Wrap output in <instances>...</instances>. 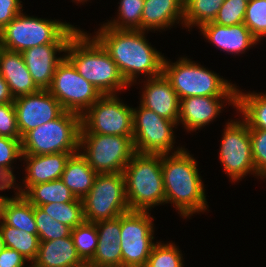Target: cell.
Listing matches in <instances>:
<instances>
[{"instance_id":"b9f144b4","label":"cell","mask_w":266,"mask_h":267,"mask_svg":"<svg viewBox=\"0 0 266 267\" xmlns=\"http://www.w3.org/2000/svg\"><path fill=\"white\" fill-rule=\"evenodd\" d=\"M29 261L16 250L5 247L0 252V267H25ZM26 264V265H25Z\"/></svg>"},{"instance_id":"d6a6232c","label":"cell","mask_w":266,"mask_h":267,"mask_svg":"<svg viewBox=\"0 0 266 267\" xmlns=\"http://www.w3.org/2000/svg\"><path fill=\"white\" fill-rule=\"evenodd\" d=\"M71 237L78 256L83 262H89L93 258L98 244L96 223L84 221L71 229Z\"/></svg>"},{"instance_id":"60d3db41","label":"cell","mask_w":266,"mask_h":267,"mask_svg":"<svg viewBox=\"0 0 266 267\" xmlns=\"http://www.w3.org/2000/svg\"><path fill=\"white\" fill-rule=\"evenodd\" d=\"M21 3L20 0H0V30L24 10Z\"/></svg>"},{"instance_id":"9a60e30c","label":"cell","mask_w":266,"mask_h":267,"mask_svg":"<svg viewBox=\"0 0 266 267\" xmlns=\"http://www.w3.org/2000/svg\"><path fill=\"white\" fill-rule=\"evenodd\" d=\"M13 103L21 138L28 131L58 118L65 111L48 89L16 97Z\"/></svg>"},{"instance_id":"ba28073f","label":"cell","mask_w":266,"mask_h":267,"mask_svg":"<svg viewBox=\"0 0 266 267\" xmlns=\"http://www.w3.org/2000/svg\"><path fill=\"white\" fill-rule=\"evenodd\" d=\"M79 152L98 174L123 173L136 153L133 137L80 134Z\"/></svg>"},{"instance_id":"d590c367","label":"cell","mask_w":266,"mask_h":267,"mask_svg":"<svg viewBox=\"0 0 266 267\" xmlns=\"http://www.w3.org/2000/svg\"><path fill=\"white\" fill-rule=\"evenodd\" d=\"M244 24L259 42L266 36V0H250L247 3Z\"/></svg>"},{"instance_id":"4316f807","label":"cell","mask_w":266,"mask_h":267,"mask_svg":"<svg viewBox=\"0 0 266 267\" xmlns=\"http://www.w3.org/2000/svg\"><path fill=\"white\" fill-rule=\"evenodd\" d=\"M237 89L236 111L249 128L266 130V94Z\"/></svg>"},{"instance_id":"44dd1931","label":"cell","mask_w":266,"mask_h":267,"mask_svg":"<svg viewBox=\"0 0 266 267\" xmlns=\"http://www.w3.org/2000/svg\"><path fill=\"white\" fill-rule=\"evenodd\" d=\"M98 244L93 258L89 261L101 267H122V254L119 245L121 215L96 223Z\"/></svg>"},{"instance_id":"8fae6325","label":"cell","mask_w":266,"mask_h":267,"mask_svg":"<svg viewBox=\"0 0 266 267\" xmlns=\"http://www.w3.org/2000/svg\"><path fill=\"white\" fill-rule=\"evenodd\" d=\"M117 96L102 95L81 115L80 134L133 137V108Z\"/></svg>"},{"instance_id":"ac0fdd59","label":"cell","mask_w":266,"mask_h":267,"mask_svg":"<svg viewBox=\"0 0 266 267\" xmlns=\"http://www.w3.org/2000/svg\"><path fill=\"white\" fill-rule=\"evenodd\" d=\"M75 153H54L43 155H22L26 175L23 179V186L16 183L17 194L22 195L30 186L39 183L50 182L60 179L69 157ZM24 187V188H22Z\"/></svg>"},{"instance_id":"6da1fadb","label":"cell","mask_w":266,"mask_h":267,"mask_svg":"<svg viewBox=\"0 0 266 267\" xmlns=\"http://www.w3.org/2000/svg\"><path fill=\"white\" fill-rule=\"evenodd\" d=\"M143 30L115 29L101 24L93 37L109 53L129 86L162 75L164 55L151 46Z\"/></svg>"},{"instance_id":"2e32d148","label":"cell","mask_w":266,"mask_h":267,"mask_svg":"<svg viewBox=\"0 0 266 267\" xmlns=\"http://www.w3.org/2000/svg\"><path fill=\"white\" fill-rule=\"evenodd\" d=\"M236 101L237 96H192L180 99L178 124L181 123L188 132L200 130L218 117L227 102L235 108Z\"/></svg>"},{"instance_id":"74e56055","label":"cell","mask_w":266,"mask_h":267,"mask_svg":"<svg viewBox=\"0 0 266 267\" xmlns=\"http://www.w3.org/2000/svg\"><path fill=\"white\" fill-rule=\"evenodd\" d=\"M252 156L257 174L266 178V130L249 128Z\"/></svg>"},{"instance_id":"52a82bcc","label":"cell","mask_w":266,"mask_h":267,"mask_svg":"<svg viewBox=\"0 0 266 267\" xmlns=\"http://www.w3.org/2000/svg\"><path fill=\"white\" fill-rule=\"evenodd\" d=\"M81 115L64 111L58 118L28 131L21 138L22 155L79 152Z\"/></svg>"},{"instance_id":"d4e9b609","label":"cell","mask_w":266,"mask_h":267,"mask_svg":"<svg viewBox=\"0 0 266 267\" xmlns=\"http://www.w3.org/2000/svg\"><path fill=\"white\" fill-rule=\"evenodd\" d=\"M3 196L0 202V219L9 226L30 234H37L34 206L23 196Z\"/></svg>"},{"instance_id":"7dc6e473","label":"cell","mask_w":266,"mask_h":267,"mask_svg":"<svg viewBox=\"0 0 266 267\" xmlns=\"http://www.w3.org/2000/svg\"><path fill=\"white\" fill-rule=\"evenodd\" d=\"M72 1H74L75 3L77 2V4L78 3H83L84 4V2L87 3L88 0H72Z\"/></svg>"},{"instance_id":"7a4b0ae2","label":"cell","mask_w":266,"mask_h":267,"mask_svg":"<svg viewBox=\"0 0 266 267\" xmlns=\"http://www.w3.org/2000/svg\"><path fill=\"white\" fill-rule=\"evenodd\" d=\"M197 163L185 148L161 155L165 204H174L183 219L209 208Z\"/></svg>"},{"instance_id":"d6986e66","label":"cell","mask_w":266,"mask_h":267,"mask_svg":"<svg viewBox=\"0 0 266 267\" xmlns=\"http://www.w3.org/2000/svg\"><path fill=\"white\" fill-rule=\"evenodd\" d=\"M199 30L208 42L228 54H242L259 41L244 24L224 26L213 22L203 24Z\"/></svg>"},{"instance_id":"ab89813d","label":"cell","mask_w":266,"mask_h":267,"mask_svg":"<svg viewBox=\"0 0 266 267\" xmlns=\"http://www.w3.org/2000/svg\"><path fill=\"white\" fill-rule=\"evenodd\" d=\"M0 136L21 139L13 102L0 104Z\"/></svg>"},{"instance_id":"7bdbcfd3","label":"cell","mask_w":266,"mask_h":267,"mask_svg":"<svg viewBox=\"0 0 266 267\" xmlns=\"http://www.w3.org/2000/svg\"><path fill=\"white\" fill-rule=\"evenodd\" d=\"M16 180L0 166V191L10 190L12 187L15 190Z\"/></svg>"},{"instance_id":"603a6c76","label":"cell","mask_w":266,"mask_h":267,"mask_svg":"<svg viewBox=\"0 0 266 267\" xmlns=\"http://www.w3.org/2000/svg\"><path fill=\"white\" fill-rule=\"evenodd\" d=\"M183 5L184 0H145L141 30H165L180 22L183 27Z\"/></svg>"},{"instance_id":"83f0119b","label":"cell","mask_w":266,"mask_h":267,"mask_svg":"<svg viewBox=\"0 0 266 267\" xmlns=\"http://www.w3.org/2000/svg\"><path fill=\"white\" fill-rule=\"evenodd\" d=\"M33 206L73 202L77 198L61 179L30 186L22 194Z\"/></svg>"},{"instance_id":"cb8c5ba5","label":"cell","mask_w":266,"mask_h":267,"mask_svg":"<svg viewBox=\"0 0 266 267\" xmlns=\"http://www.w3.org/2000/svg\"><path fill=\"white\" fill-rule=\"evenodd\" d=\"M83 261L78 256L71 235L51 241H40L34 267H77Z\"/></svg>"},{"instance_id":"c3c4849f","label":"cell","mask_w":266,"mask_h":267,"mask_svg":"<svg viewBox=\"0 0 266 267\" xmlns=\"http://www.w3.org/2000/svg\"><path fill=\"white\" fill-rule=\"evenodd\" d=\"M2 49H3V45L1 43V38H0V52H1Z\"/></svg>"},{"instance_id":"bcb514c9","label":"cell","mask_w":266,"mask_h":267,"mask_svg":"<svg viewBox=\"0 0 266 267\" xmlns=\"http://www.w3.org/2000/svg\"><path fill=\"white\" fill-rule=\"evenodd\" d=\"M5 248L4 240L2 238V235L0 233V252Z\"/></svg>"},{"instance_id":"3957f363","label":"cell","mask_w":266,"mask_h":267,"mask_svg":"<svg viewBox=\"0 0 266 267\" xmlns=\"http://www.w3.org/2000/svg\"><path fill=\"white\" fill-rule=\"evenodd\" d=\"M90 35L79 29L69 40L64 56L102 95H116L130 87L109 53Z\"/></svg>"},{"instance_id":"7c38bea8","label":"cell","mask_w":266,"mask_h":267,"mask_svg":"<svg viewBox=\"0 0 266 267\" xmlns=\"http://www.w3.org/2000/svg\"><path fill=\"white\" fill-rule=\"evenodd\" d=\"M150 215L149 211L139 210H129L121 214L119 245L122 267H144L147 264L153 246L156 244L154 243V218Z\"/></svg>"},{"instance_id":"e0dca14e","label":"cell","mask_w":266,"mask_h":267,"mask_svg":"<svg viewBox=\"0 0 266 267\" xmlns=\"http://www.w3.org/2000/svg\"><path fill=\"white\" fill-rule=\"evenodd\" d=\"M68 43H49L28 48L22 52L26 67L39 89H48L57 65L65 58L63 53Z\"/></svg>"},{"instance_id":"277c9868","label":"cell","mask_w":266,"mask_h":267,"mask_svg":"<svg viewBox=\"0 0 266 267\" xmlns=\"http://www.w3.org/2000/svg\"><path fill=\"white\" fill-rule=\"evenodd\" d=\"M123 173L130 210L150 211L165 204L161 154L136 152Z\"/></svg>"},{"instance_id":"8992f818","label":"cell","mask_w":266,"mask_h":267,"mask_svg":"<svg viewBox=\"0 0 266 267\" xmlns=\"http://www.w3.org/2000/svg\"><path fill=\"white\" fill-rule=\"evenodd\" d=\"M162 74L179 100L192 96H237L236 84L187 57H180L175 63L164 58Z\"/></svg>"},{"instance_id":"7402d4cb","label":"cell","mask_w":266,"mask_h":267,"mask_svg":"<svg viewBox=\"0 0 266 267\" xmlns=\"http://www.w3.org/2000/svg\"><path fill=\"white\" fill-rule=\"evenodd\" d=\"M0 74L7 82L14 98L39 90L33 82L23 55L20 52L10 51L4 48L1 50Z\"/></svg>"},{"instance_id":"836d02e7","label":"cell","mask_w":266,"mask_h":267,"mask_svg":"<svg viewBox=\"0 0 266 267\" xmlns=\"http://www.w3.org/2000/svg\"><path fill=\"white\" fill-rule=\"evenodd\" d=\"M182 251L172 243L162 241L153 246L148 262L144 267H184Z\"/></svg>"},{"instance_id":"e575fe53","label":"cell","mask_w":266,"mask_h":267,"mask_svg":"<svg viewBox=\"0 0 266 267\" xmlns=\"http://www.w3.org/2000/svg\"><path fill=\"white\" fill-rule=\"evenodd\" d=\"M34 217L40 241H51L71 235L70 227L56 221L38 206H34Z\"/></svg>"},{"instance_id":"ffe728a7","label":"cell","mask_w":266,"mask_h":267,"mask_svg":"<svg viewBox=\"0 0 266 267\" xmlns=\"http://www.w3.org/2000/svg\"><path fill=\"white\" fill-rule=\"evenodd\" d=\"M144 81L140 104L160 117L178 121L180 100L166 77L162 74Z\"/></svg>"},{"instance_id":"484cf974","label":"cell","mask_w":266,"mask_h":267,"mask_svg":"<svg viewBox=\"0 0 266 267\" xmlns=\"http://www.w3.org/2000/svg\"><path fill=\"white\" fill-rule=\"evenodd\" d=\"M97 175L87 159L77 152L69 157L60 179L76 198L83 199L92 188Z\"/></svg>"},{"instance_id":"1f68e13d","label":"cell","mask_w":266,"mask_h":267,"mask_svg":"<svg viewBox=\"0 0 266 267\" xmlns=\"http://www.w3.org/2000/svg\"><path fill=\"white\" fill-rule=\"evenodd\" d=\"M145 0H120L118 16L105 23L115 29L141 30V18Z\"/></svg>"},{"instance_id":"4fadbf2b","label":"cell","mask_w":266,"mask_h":267,"mask_svg":"<svg viewBox=\"0 0 266 267\" xmlns=\"http://www.w3.org/2000/svg\"><path fill=\"white\" fill-rule=\"evenodd\" d=\"M225 125L219 149L223 171L233 182L248 174L259 176L254 166L248 125L242 119L228 121Z\"/></svg>"},{"instance_id":"f546056e","label":"cell","mask_w":266,"mask_h":267,"mask_svg":"<svg viewBox=\"0 0 266 267\" xmlns=\"http://www.w3.org/2000/svg\"><path fill=\"white\" fill-rule=\"evenodd\" d=\"M225 0H184L183 27L188 29L213 22Z\"/></svg>"},{"instance_id":"30bf717a","label":"cell","mask_w":266,"mask_h":267,"mask_svg":"<svg viewBox=\"0 0 266 267\" xmlns=\"http://www.w3.org/2000/svg\"><path fill=\"white\" fill-rule=\"evenodd\" d=\"M178 121L160 117L139 104L133 108V143L135 152L142 154H171L184 147H175L174 129ZM176 149V151H175Z\"/></svg>"},{"instance_id":"9c48e42d","label":"cell","mask_w":266,"mask_h":267,"mask_svg":"<svg viewBox=\"0 0 266 267\" xmlns=\"http://www.w3.org/2000/svg\"><path fill=\"white\" fill-rule=\"evenodd\" d=\"M82 202L87 222L110 220L129 211L124 173L98 174Z\"/></svg>"},{"instance_id":"ee69618b","label":"cell","mask_w":266,"mask_h":267,"mask_svg":"<svg viewBox=\"0 0 266 267\" xmlns=\"http://www.w3.org/2000/svg\"><path fill=\"white\" fill-rule=\"evenodd\" d=\"M14 100L15 98L12 95L7 82L3 79V77L0 74V104L13 102Z\"/></svg>"},{"instance_id":"f6af8a7d","label":"cell","mask_w":266,"mask_h":267,"mask_svg":"<svg viewBox=\"0 0 266 267\" xmlns=\"http://www.w3.org/2000/svg\"><path fill=\"white\" fill-rule=\"evenodd\" d=\"M77 267H101V266L93 264L91 262H83L81 265H78Z\"/></svg>"},{"instance_id":"5b68a950","label":"cell","mask_w":266,"mask_h":267,"mask_svg":"<svg viewBox=\"0 0 266 267\" xmlns=\"http://www.w3.org/2000/svg\"><path fill=\"white\" fill-rule=\"evenodd\" d=\"M78 30L70 23L33 17L21 11L0 30V38L4 49L22 53L39 45L68 43Z\"/></svg>"},{"instance_id":"4dcf8cb0","label":"cell","mask_w":266,"mask_h":267,"mask_svg":"<svg viewBox=\"0 0 266 267\" xmlns=\"http://www.w3.org/2000/svg\"><path fill=\"white\" fill-rule=\"evenodd\" d=\"M39 208L56 221L67 225L71 229L85 221L83 202L80 198L73 202L40 205Z\"/></svg>"},{"instance_id":"f1b7e54d","label":"cell","mask_w":266,"mask_h":267,"mask_svg":"<svg viewBox=\"0 0 266 267\" xmlns=\"http://www.w3.org/2000/svg\"><path fill=\"white\" fill-rule=\"evenodd\" d=\"M0 233L5 247L16 250L32 264L37 256L40 245L38 234H30L21 229L6 225L1 219Z\"/></svg>"},{"instance_id":"f35d334b","label":"cell","mask_w":266,"mask_h":267,"mask_svg":"<svg viewBox=\"0 0 266 267\" xmlns=\"http://www.w3.org/2000/svg\"><path fill=\"white\" fill-rule=\"evenodd\" d=\"M17 159H22L21 139L0 136V166L15 180L16 177L13 174L14 167L12 165Z\"/></svg>"},{"instance_id":"8d00e7d4","label":"cell","mask_w":266,"mask_h":267,"mask_svg":"<svg viewBox=\"0 0 266 267\" xmlns=\"http://www.w3.org/2000/svg\"><path fill=\"white\" fill-rule=\"evenodd\" d=\"M247 3L246 0H225L213 23L224 26L244 23Z\"/></svg>"},{"instance_id":"5bb4252c","label":"cell","mask_w":266,"mask_h":267,"mask_svg":"<svg viewBox=\"0 0 266 267\" xmlns=\"http://www.w3.org/2000/svg\"><path fill=\"white\" fill-rule=\"evenodd\" d=\"M48 91L65 111L82 115L102 94L65 57L56 67Z\"/></svg>"}]
</instances>
